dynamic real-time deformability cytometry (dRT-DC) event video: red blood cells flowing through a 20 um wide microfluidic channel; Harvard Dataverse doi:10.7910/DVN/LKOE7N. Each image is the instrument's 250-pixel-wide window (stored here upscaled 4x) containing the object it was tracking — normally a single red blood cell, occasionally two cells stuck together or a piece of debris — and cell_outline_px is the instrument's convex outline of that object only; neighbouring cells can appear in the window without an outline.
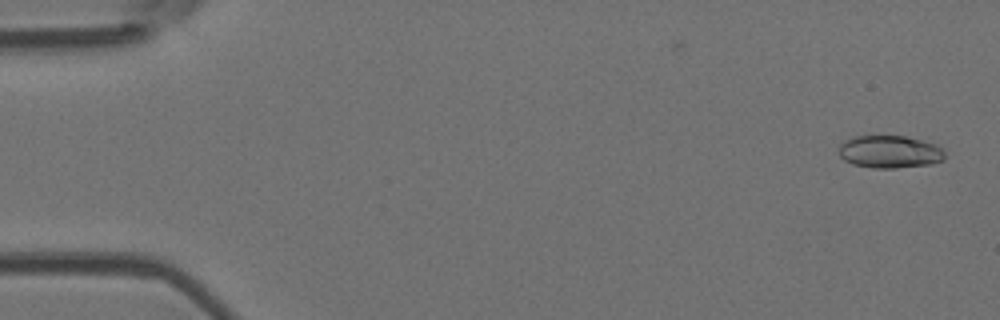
{"species": "Egyptian fruit bat (a non-hibernating species)", "species_latin": "Rousettus aegyptiacus", "temperature_condition": "room temperature", "stored_images_in_passage": 15, "camera_frame_rate_fps": 3000, "um_per_image_px": 0.085, "animal": {"sex": "female"}, "frame": {"image": 1, "passage_image": 1, "time_ms": 0.0, "image_size_px": [1000, 320], "cell_outline_px": [[944, 160], [932, 164], [896, 168], [872, 168], [852, 164], [844, 160], [840, 156], [840, 144], [844, 140], [856, 136], [904, 136], [940, 144], [944, 148]], "centroid_in_image_um": [75.67, 12.9], "position_along_channel_um": 9.3, "area_um2": 20.4}}
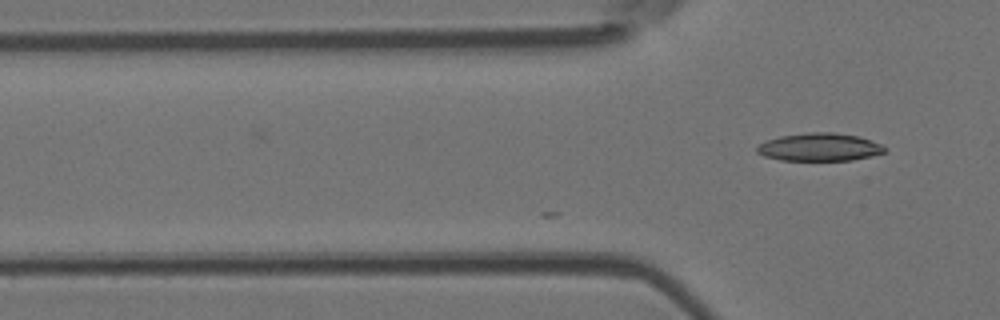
{"frame": {"image": 2, "passage_image": 15, "time_ms": 4.667, "image_size_px": [1000, 320], "cell_outline_px": [[888, 148], [884, 152], [872, 156], [852, 160], [780, 160], [764, 156], [756, 152], [756, 148], [760, 144], [768, 140], [780, 136], [808, 132], [832, 132], [856, 136], [880, 144]], "centroid_in_image_um": [69.64, 12.51], "position_along_channel_um": 56.2, "area_um2": 20.58}}